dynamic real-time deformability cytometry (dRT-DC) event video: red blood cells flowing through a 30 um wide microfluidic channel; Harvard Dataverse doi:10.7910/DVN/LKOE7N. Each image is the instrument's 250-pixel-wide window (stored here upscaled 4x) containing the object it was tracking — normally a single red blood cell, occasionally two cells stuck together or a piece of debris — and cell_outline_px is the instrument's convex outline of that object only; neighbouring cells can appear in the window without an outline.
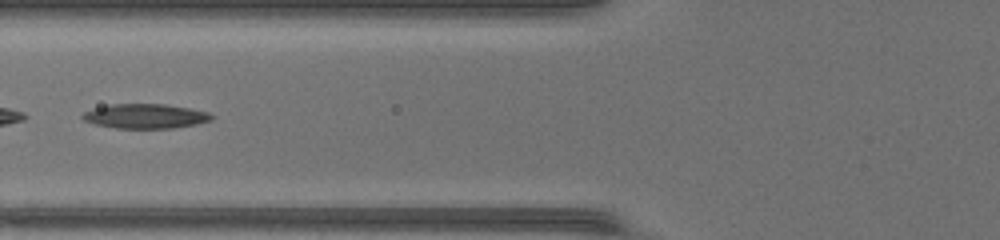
{"species": "common noctule bat (a hibernating species)", "species_latin": "Nyctalus noctula", "temperature_condition": "warm", "stored_images_in_passage": 36, "camera_frame_rate_fps": 3000, "um_per_image_px": 0.085, "animal": {"sex": "female", "body_mass_g": 17.0, "forearm_length_mm": 48.0}, "frame": {"image": 1, "passage_image": 9, "time_ms": 2.667, "image_size_px": [1000, 240], "cell_outline_px": [[216, 116], [212, 120], [196, 124], [172, 128], [116, 128], [96, 124], [84, 120], [80, 116], [84, 112], [96, 108], [112, 104], [164, 104], [188, 108], [208, 112]], "centroid_in_image_um": [12.39, 9.87], "position_along_channel_um": 113.4, "area_um2": 18.32}}
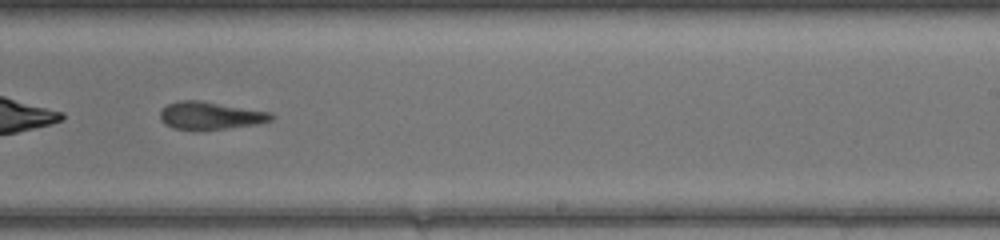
{"frame": {"image": 2, "passage_image": 20, "time_ms": 6.333, "image_size_px": [1000, 240], "cell_outline_px": [[276, 116], [272, 120], [256, 124], [224, 128], [172, 128], [164, 124], [160, 120], [160, 112], [168, 104], [180, 100], [200, 100], [272, 112]], "centroid_in_image_um": [17.91, 9.79], "position_along_channel_um": 271.1, "area_um2": 17.57}}
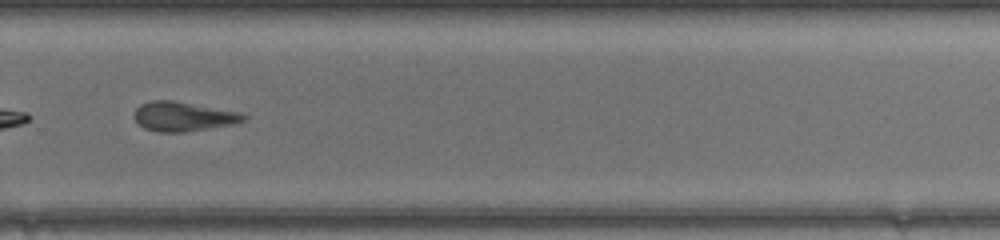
{"frame": {"image": 3, "passage_image": 23, "time_ms": 7.333, "image_size_px": [1000, 240], "cell_outline_px": [[248, 116], [244, 120], [232, 124], [184, 132], [160, 132], [144, 128], [132, 116], [136, 108], [140, 104], [152, 100], [176, 100], [240, 112]], "centroid_in_image_um": [15.55, 9.88], "position_along_channel_um": 314.2, "area_um2": 18.79}, "authors_computed_cell_mechanics": {"area_um2": 19.1029, "velocity_mm_per_s": 4.3156, "shape_relaxation_time_tau1_ms": null, "shape_relaxation_time_tau2_ms": 3.5221, "deformation_change_tau1": null, "deformation_change_tau2": 0.1397}}